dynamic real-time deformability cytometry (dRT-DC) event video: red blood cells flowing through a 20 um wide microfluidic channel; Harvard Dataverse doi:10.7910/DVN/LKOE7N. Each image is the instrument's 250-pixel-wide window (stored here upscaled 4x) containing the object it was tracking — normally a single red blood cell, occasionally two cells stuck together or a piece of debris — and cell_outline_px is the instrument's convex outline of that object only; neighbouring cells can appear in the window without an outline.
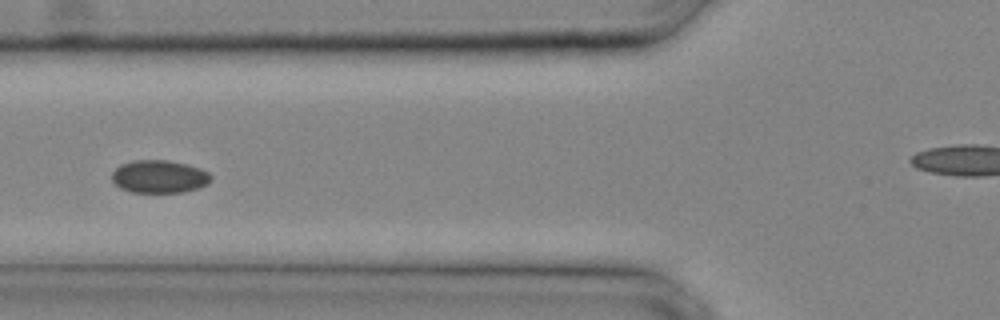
{"species": "common noctule bat (a hibernating species)", "species_latin": "Nyctalus noctula", "temperature_condition": "cold", "stored_images_in_passage": 29, "camera_frame_rate_fps": 3000, "um_per_image_px": 0.085, "animal": {"sex": "male", "body_mass_g": 20.4}, "frame": {"image": 1, "passage_image": 13, "time_ms": 4.0, "image_size_px": [1000, 320], "cell_outline_px": [[212, 180], [208, 184], [184, 192], [132, 192], [120, 188], [112, 180], [112, 172], [120, 164], [132, 160], [168, 160], [188, 164], [200, 168], [208, 172], [212, 176]], "centroid_in_image_um": [13.55, 15.0], "position_along_channel_um": 112.3, "area_um2": 19.07}}
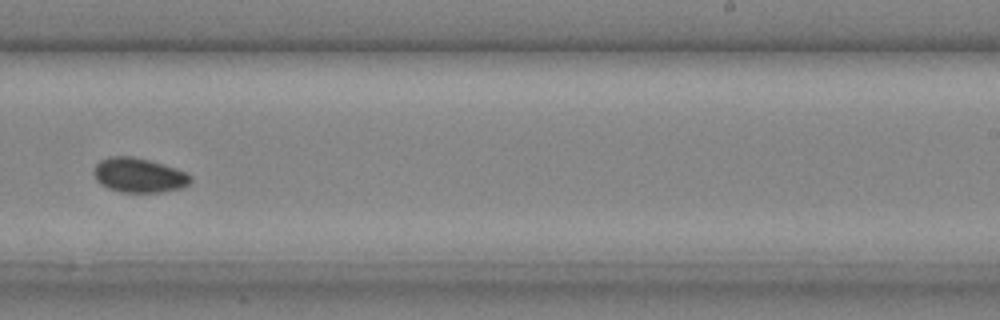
{"frame": {"image": 2, "passage_image": 21, "time_ms": 6.667, "image_size_px": [1000, 320], "cell_outline_px": [[192, 180], [184, 188], [160, 192], [120, 192], [108, 188], [100, 184], [96, 180], [92, 172], [96, 164], [100, 160], [108, 156], [132, 156], [148, 160], [176, 168], [192, 176]], "centroid_in_image_um": [11.78, 14.9], "position_along_channel_um": 277.2, "area_um2": 19.59}}